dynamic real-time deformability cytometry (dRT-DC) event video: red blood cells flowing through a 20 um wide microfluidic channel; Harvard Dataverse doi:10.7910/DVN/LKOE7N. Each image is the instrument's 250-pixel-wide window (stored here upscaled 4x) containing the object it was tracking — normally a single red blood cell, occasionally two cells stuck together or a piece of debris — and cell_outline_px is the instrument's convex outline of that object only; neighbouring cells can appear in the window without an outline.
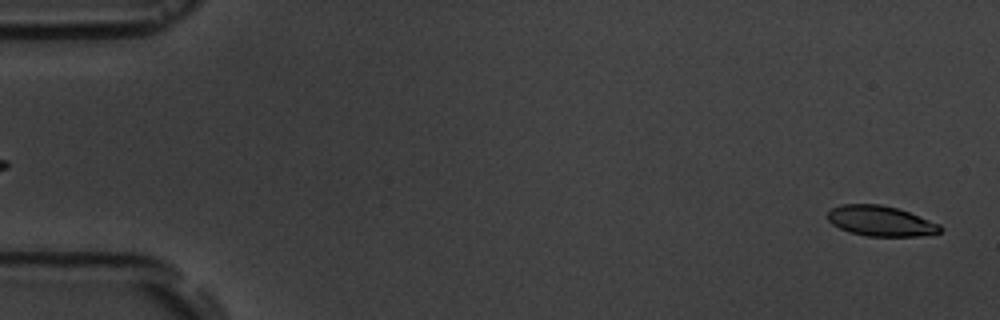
{"species": "common noctule bat (a hibernating species)", "species_latin": "Nyctalus noctula", "temperature_condition": "room temperature", "stored_images_in_passage": 6, "segment_of_instrument_passage": [2, 2], "camera_frame_rate_fps": 3000, "um_per_image_px": 0.085, "animal": {"sex": "male", "body_mass_g": 19.5, "forearm_length_mm": 54.6}, "frame": {"image": 1, "passage_image": 6, "time_ms": 5.667, "image_size_px": [1000, 320], "cell_outline_px": [[944, 228], [940, 232], [920, 236], [868, 236], [848, 232], [832, 224], [828, 220], [828, 212], [832, 208], [840, 204], [880, 204], [896, 208], [908, 212], [940, 224]], "centroid_in_image_um": [74.85, 18.78], "position_along_channel_um": 10.2, "area_um2": 19.83}}